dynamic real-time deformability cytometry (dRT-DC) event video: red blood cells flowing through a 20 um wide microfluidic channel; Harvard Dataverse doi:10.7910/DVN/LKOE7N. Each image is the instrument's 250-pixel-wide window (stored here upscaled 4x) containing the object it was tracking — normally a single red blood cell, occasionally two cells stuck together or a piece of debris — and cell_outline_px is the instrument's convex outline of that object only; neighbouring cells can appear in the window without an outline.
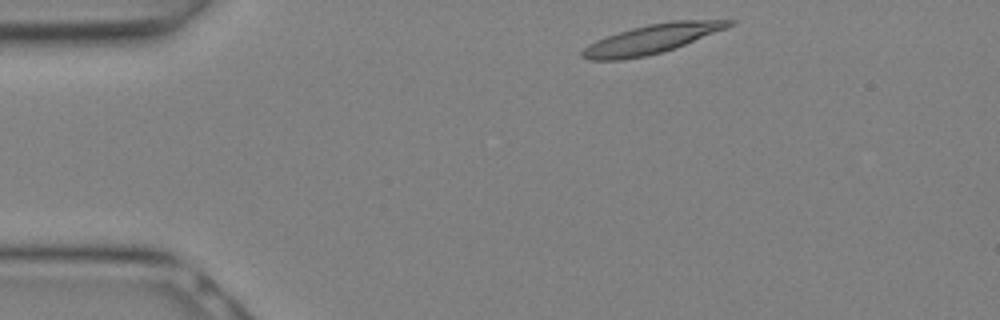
{"species": "Egyptian fruit bat (a non-hibernating species)", "species_latin": "Rousettus aegyptiacus", "temperature_condition": "warm", "stored_images_in_passage": 6, "camera_frame_rate_fps": 3000, "um_per_image_px": 0.085, "animal": {"sex": "female"}, "frame": {"image": 1, "passage_image": 1, "time_ms": 0.0, "image_size_px": [1000, 320], "cell_outline_px": [[736, 24], [676, 48], [664, 52], [644, 56], [620, 60], [588, 60], [580, 56], [580, 52], [588, 44], [596, 40], [632, 28], [648, 24], [672, 20], [736, 20]], "centroid_in_image_um": [55.4, 3.32], "position_along_channel_um": 29.6, "area_um2": 24.91}}
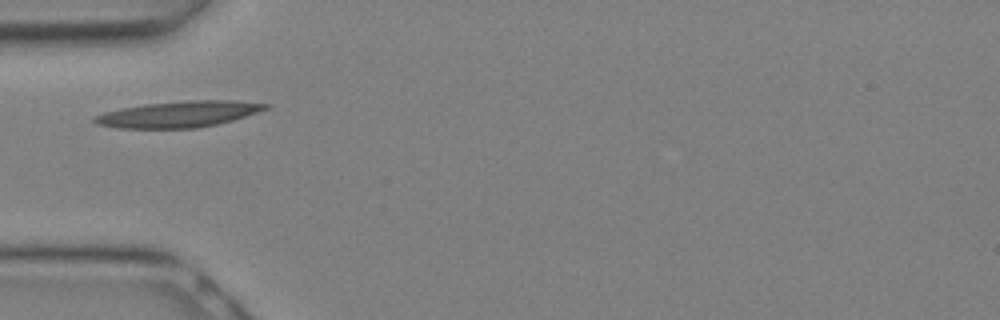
{"frame": {"image": 2, "passage_image": 5, "time_ms": 1.333, "image_size_px": [1000, 320], "cell_outline_px": [[272, 104], [268, 108], [232, 120], [216, 124], [196, 128], [116, 128], [96, 124], [92, 120], [92, 116], [104, 112], [120, 108], [144, 104], [188, 100], [236, 100]], "centroid_in_image_um": [15.14, 9.7], "position_along_channel_um": 69.9, "area_um2": 26.13}}